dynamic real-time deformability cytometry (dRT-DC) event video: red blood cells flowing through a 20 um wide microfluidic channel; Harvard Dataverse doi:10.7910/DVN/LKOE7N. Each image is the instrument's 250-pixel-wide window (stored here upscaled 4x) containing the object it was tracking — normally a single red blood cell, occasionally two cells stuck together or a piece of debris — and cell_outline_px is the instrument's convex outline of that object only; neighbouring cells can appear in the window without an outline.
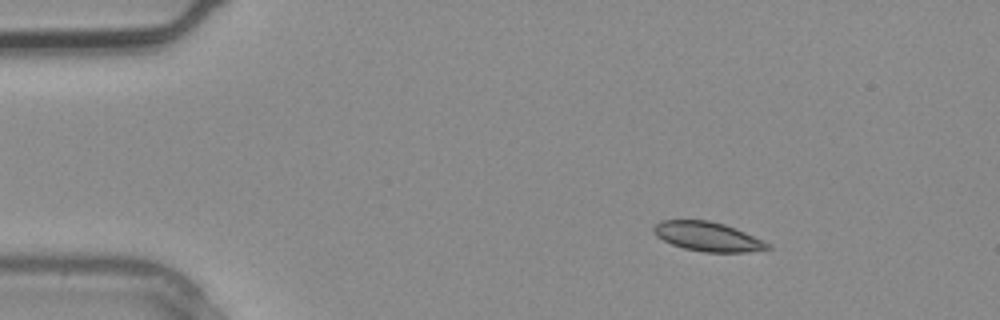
{"species": "common noctule bat (a hibernating species)", "species_latin": "Nyctalus noctula", "temperature_condition": "warm", "stored_images_in_passage": 2, "camera_frame_rate_fps": 3000, "um_per_image_px": 0.085, "animal": {"sex": "male", "body_mass_g": 20.4}, "frame": {"image": 1, "passage_image": 1, "time_ms": 0.0, "image_size_px": [1000, 320], "cell_outline_px": [[772, 248], [748, 252], [704, 252], [684, 248], [672, 244], [656, 236], [652, 228], [660, 220], [708, 220], [724, 224], [744, 232], [772, 244]], "centroid_in_image_um": [60.16, 20.11], "position_along_channel_um": 24.8, "area_um2": 19.36}}
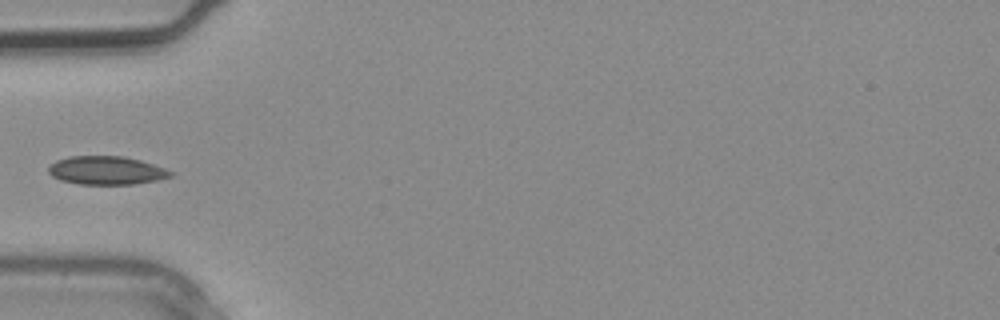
{"frame": {"image": 2, "passage_image": 2, "time_ms": 0.333, "image_size_px": [1000, 320], "cell_outline_px": [[172, 176], [156, 180], [132, 184], [80, 184], [60, 180], [52, 176], [48, 172], [48, 168], [56, 160], [68, 156], [124, 156], [140, 160], [164, 168], [172, 172]], "centroid_in_image_um": [9.01, 14.48], "position_along_channel_um": 76.0, "area_um2": 20.06}}